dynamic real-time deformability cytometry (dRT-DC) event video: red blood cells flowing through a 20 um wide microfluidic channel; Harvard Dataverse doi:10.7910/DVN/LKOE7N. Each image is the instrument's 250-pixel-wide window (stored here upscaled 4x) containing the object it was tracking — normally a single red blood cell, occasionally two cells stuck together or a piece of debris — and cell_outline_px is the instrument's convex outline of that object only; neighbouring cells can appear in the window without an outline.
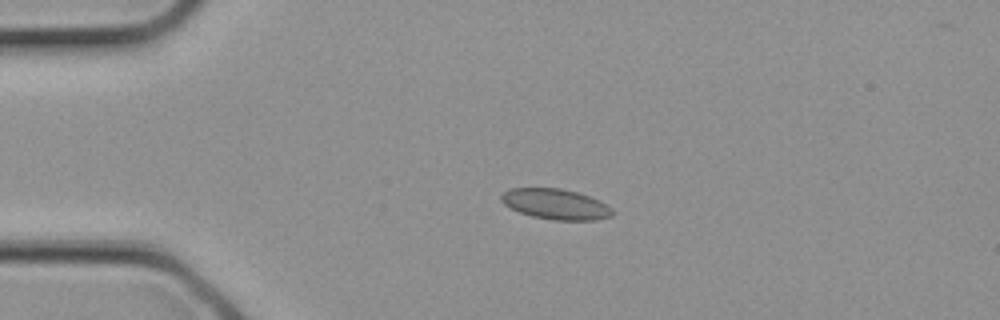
{"species": "common noctule bat (a hibernating species)", "species_latin": "Nyctalus noctula", "temperature_condition": "cold", "stored_images_in_passage": 2, "camera_frame_rate_fps": 3000, "um_per_image_px": 0.085, "animal": {"sex": "female", "body_mass_g": 21.9}, "frame": {"image": 1, "passage_image": 2, "time_ms": 0.333, "image_size_px": [1000, 320], "cell_outline_px": [[612, 216], [596, 220], [556, 220], [532, 216], [520, 212], [504, 204], [500, 200], [500, 196], [508, 188], [560, 188], [576, 192], [600, 200], [612, 208]], "centroid_in_image_um": [47.23, 17.34], "position_along_channel_um": 37.8, "area_um2": 19.65}}